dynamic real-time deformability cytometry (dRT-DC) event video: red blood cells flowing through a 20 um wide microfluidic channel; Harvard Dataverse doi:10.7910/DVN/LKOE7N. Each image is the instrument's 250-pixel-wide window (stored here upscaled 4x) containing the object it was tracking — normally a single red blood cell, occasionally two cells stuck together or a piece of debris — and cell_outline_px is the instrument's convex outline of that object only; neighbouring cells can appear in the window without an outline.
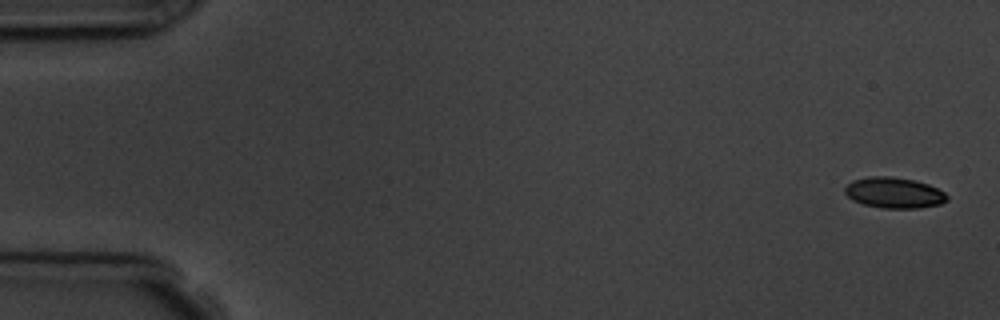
{"species": "common noctule bat (a hibernating species)", "species_latin": "Nyctalus noctula", "temperature_condition": "room temperature", "stored_images_in_passage": 6, "camera_frame_rate_fps": 3000, "um_per_image_px": 0.085, "animal": {"sex": "male", "body_mass_g": 19.5, "forearm_length_mm": 54.6}, "frame": {"image": 1, "passage_image": 1, "time_ms": 0.0, "image_size_px": [1000, 320], "cell_outline_px": [[948, 200], [940, 204], [920, 208], [880, 208], [864, 204], [852, 200], [844, 192], [844, 188], [852, 180], [868, 176], [892, 176], [916, 180], [928, 184], [944, 192], [948, 196]], "centroid_in_image_um": [75.99, 16.38], "position_along_channel_um": 9.0, "area_um2": 18.5}}
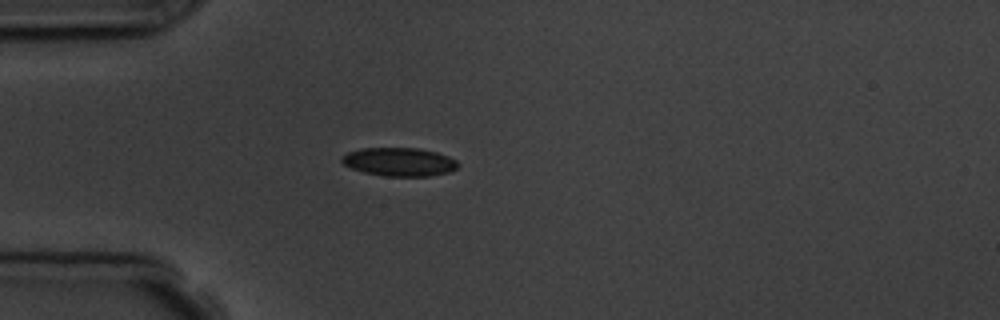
{"frame": {"image": 2, "passage_image": 5, "time_ms": 4.667, "image_size_px": [1000, 320], "cell_outline_px": [[460, 164], [456, 168], [448, 172], [428, 176], [384, 176], [364, 172], [352, 168], [344, 164], [340, 160], [340, 156], [348, 152], [360, 148], [420, 148], [436, 152], [448, 156], [456, 160]], "centroid_in_image_um": [33.92, 13.75], "position_along_channel_um": 51.1, "area_um2": 19.31}}